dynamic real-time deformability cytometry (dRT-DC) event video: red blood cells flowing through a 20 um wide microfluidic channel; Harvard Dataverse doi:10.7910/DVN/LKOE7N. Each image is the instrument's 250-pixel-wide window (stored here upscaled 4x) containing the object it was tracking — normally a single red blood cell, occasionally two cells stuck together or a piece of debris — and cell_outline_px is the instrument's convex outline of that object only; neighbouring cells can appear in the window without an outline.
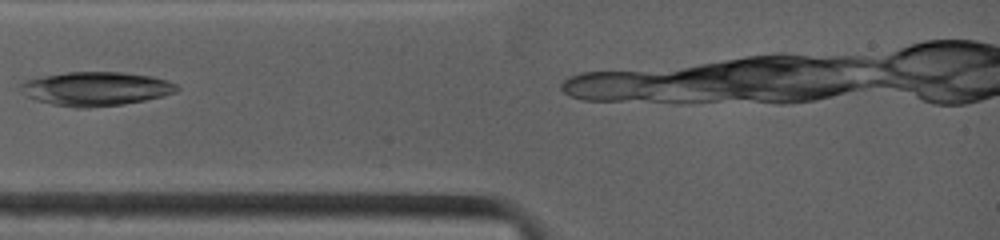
{"species": "common noctule bat (a hibernating species)", "species_latin": "Nyctalus noctula", "temperature_condition": "warm", "stored_images_in_passage": 4, "camera_frame_rate_fps": 4500, "um_per_image_px": 0.085, "animal": {"sex": "female", "body_mass_g": 19.0, "forearm_length_mm": 53.3}, "frame": {"image": 1, "passage_image": 2, "time_ms": 0.667, "image_size_px": [1000, 240], "cell_outline_px": [[180, 88], [176, 92], [164, 96], [124, 104], [84, 108], [76, 108], [52, 104], [36, 100], [24, 96], [20, 92], [20, 84], [24, 80], [40, 76], [68, 72], [124, 72], [152, 76], [168, 80], [176, 84]], "centroid_in_image_um": [8.13, 7.54], "position_along_channel_um": 76.9, "area_um2": 31.21}}